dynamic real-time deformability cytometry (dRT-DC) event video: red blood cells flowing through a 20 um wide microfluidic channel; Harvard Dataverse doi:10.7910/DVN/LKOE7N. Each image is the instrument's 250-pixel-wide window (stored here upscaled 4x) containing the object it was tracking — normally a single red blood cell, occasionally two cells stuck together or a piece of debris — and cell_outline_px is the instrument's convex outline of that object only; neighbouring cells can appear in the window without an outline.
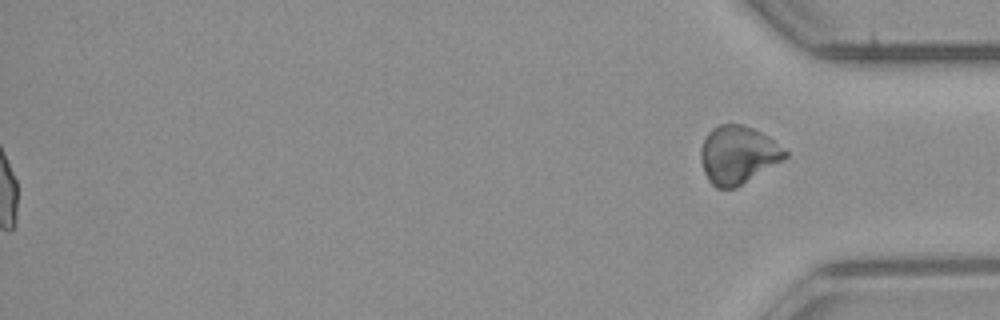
{"species": "common noctule bat (a hibernating species)", "species_latin": "Nyctalus noctula", "temperature_condition": "room temperature", "stored_images_in_passage": 37, "segment_of_instrument_passage": [2, 2], "camera_frame_rate_fps": 3000, "um_per_image_px": 0.085, "animal": {"sex": "male", "body_mass_g": 23.1, "forearm_length_mm": 52.7}, "frame": {"image": 1, "passage_image": 37, "time_ms": 12.0, "image_size_px": [1000, 320], "cell_outline_px": [[788, 156], [784, 160], [736, 188], [716, 188], [708, 180], [704, 172], [700, 160], [700, 148], [708, 132], [712, 128], [720, 124], [740, 124], [752, 128], [768, 136], [788, 152]], "centroid_in_image_um": [62.71, 13.17], "position_along_channel_um": 372.5, "area_um2": 28.55}}